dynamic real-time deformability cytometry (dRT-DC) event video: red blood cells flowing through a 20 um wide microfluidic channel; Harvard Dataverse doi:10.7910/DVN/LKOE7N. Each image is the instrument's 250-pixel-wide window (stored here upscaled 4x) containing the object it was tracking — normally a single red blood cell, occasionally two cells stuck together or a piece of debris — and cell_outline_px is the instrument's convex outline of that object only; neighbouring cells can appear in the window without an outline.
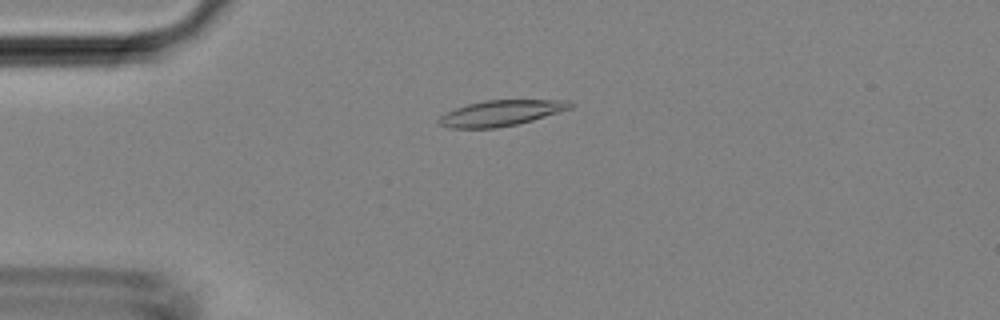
{"species": "Egyptian fruit bat (a non-hibernating species)", "species_latin": "Rousettus aegyptiacus", "temperature_condition": "room temperature", "stored_images_in_passage": 46, "camera_frame_rate_fps": 3000, "um_per_image_px": 0.085, "animal": {"sex": "female"}, "frame": {"image": 1, "passage_image": 9, "time_ms": 2.667, "image_size_px": [1000, 320], "cell_outline_px": [[576, 104], [572, 108], [532, 120], [516, 124], [496, 128], [448, 128], [436, 124], [436, 120], [440, 116], [456, 108], [468, 104], [484, 100], [568, 100]], "centroid_in_image_um": [42.56, 9.61], "position_along_channel_um": 42.4, "area_um2": 19.71}}
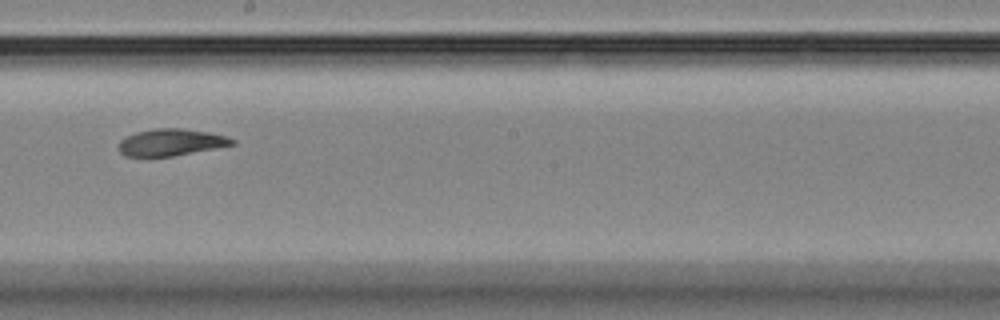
{"frame": {"image": 2, "passage_image": 25, "time_ms": 8.0, "image_size_px": [1000, 320], "cell_outline_px": [[236, 144], [216, 148], [172, 156], [148, 160], [124, 156], [120, 152], [120, 140], [136, 132], [156, 128], [180, 128], [208, 132], [224, 136], [236, 140]], "centroid_in_image_um": [14.47, 12.14], "position_along_channel_um": 233.7, "area_um2": 18.21}}
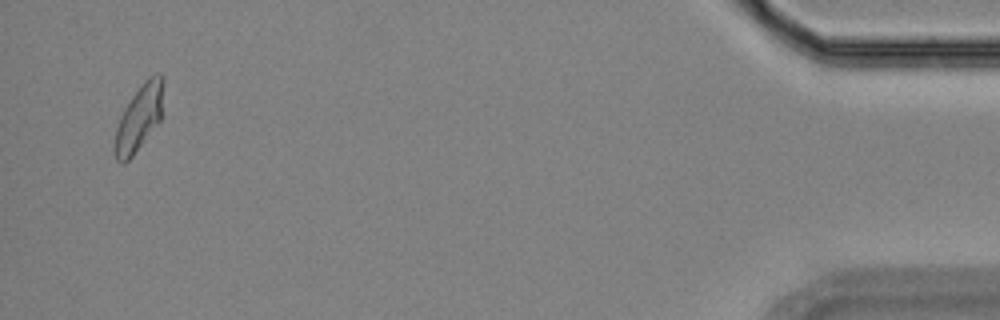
{"frame": {"image": 3, "passage_image": 45, "time_ms": 14.667, "image_size_px": [1000, 320], "cell_outline_px": [[164, 80], [160, 120], [132, 156], [124, 164], [120, 164], [116, 160], [112, 152], [112, 148], [116, 128], [120, 116], [124, 108], [132, 96], [144, 80], [148, 76], [156, 72], [160, 72], [164, 76]], "centroid_in_image_um": [11.79, 10.01], "position_along_channel_um": 423.4, "area_um2": 18.96}}